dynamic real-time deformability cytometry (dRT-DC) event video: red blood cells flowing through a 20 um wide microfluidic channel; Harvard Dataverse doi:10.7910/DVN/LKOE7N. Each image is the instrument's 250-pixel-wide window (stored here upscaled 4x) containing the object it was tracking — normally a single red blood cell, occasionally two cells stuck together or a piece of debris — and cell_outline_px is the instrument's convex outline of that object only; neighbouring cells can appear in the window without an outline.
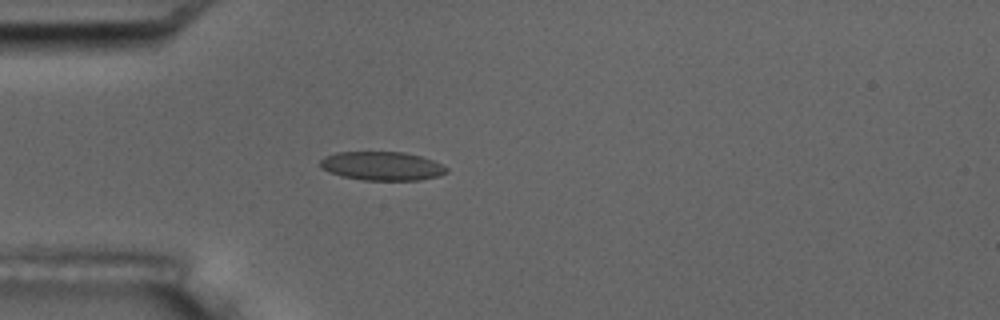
{"species": "common noctule bat (a hibernating species)", "species_latin": "Nyctalus noctula", "temperature_condition": "room temperature", "stored_images_in_passage": 4, "camera_frame_rate_fps": 3000, "um_per_image_px": 0.085, "animal": {"sex": "male", "body_mass_g": 17.5, "forearm_length_mm": 52.3}, "frame": {"image": 1, "passage_image": 4, "time_ms": 3.667, "image_size_px": [1000, 320], "cell_outline_px": [[448, 172], [440, 176], [420, 180], [364, 180], [344, 176], [328, 172], [320, 168], [320, 160], [324, 156], [336, 152], [404, 152], [420, 156], [432, 160], [448, 168]], "centroid_in_image_um": [32.46, 14.11], "position_along_channel_um": 52.5, "area_um2": 21.21}}